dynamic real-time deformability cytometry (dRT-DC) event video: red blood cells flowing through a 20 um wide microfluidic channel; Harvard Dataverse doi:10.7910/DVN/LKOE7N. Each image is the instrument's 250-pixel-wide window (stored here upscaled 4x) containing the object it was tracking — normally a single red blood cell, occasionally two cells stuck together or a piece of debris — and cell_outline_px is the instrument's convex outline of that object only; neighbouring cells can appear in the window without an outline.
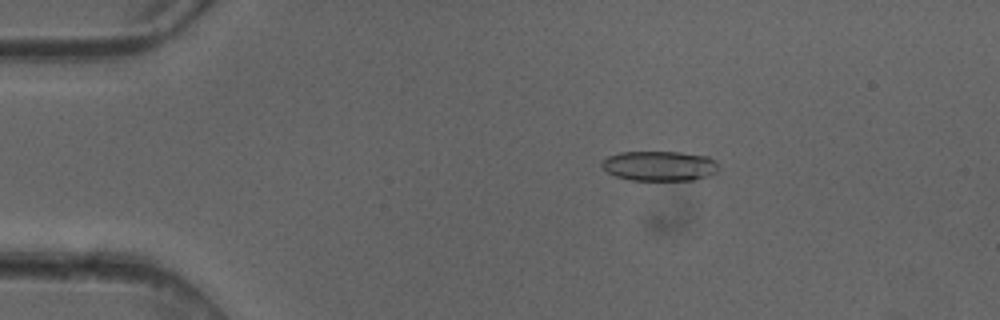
{"species": "common noctule bat (a hibernating species)", "species_latin": "Nyctalus noctula", "temperature_condition": "cold", "stored_images_in_passage": 4, "camera_frame_rate_fps": 3000, "um_per_image_px": 0.085, "animal": {"sex": "female"}, "frame": {"image": 1, "passage_image": 1, "time_ms": 0.0, "image_size_px": [1000, 320], "cell_outline_px": [[720, 168], [712, 176], [692, 180], [628, 180], [616, 176], [608, 172], [600, 164], [608, 156], [620, 152], [680, 152], [708, 156], [716, 160], [720, 164]], "centroid_in_image_um": [56.13, 14.1], "position_along_channel_um": 28.9, "area_um2": 20.63}}
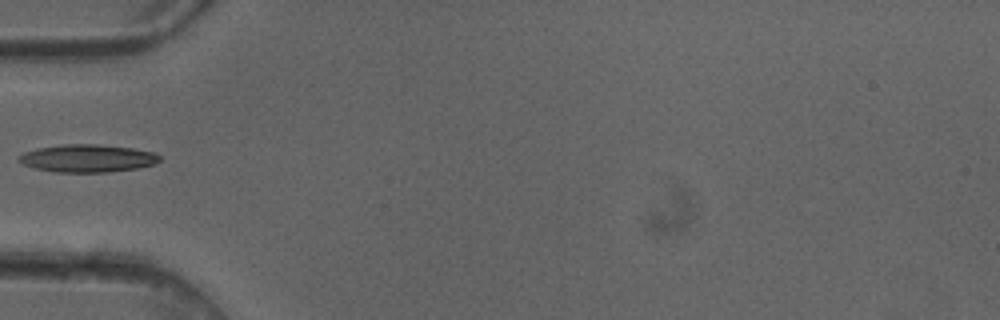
{"frame": {"image": 2, "passage_image": 3, "time_ms": 0.667, "image_size_px": [1000, 320], "cell_outline_px": [[160, 160], [152, 164], [140, 168], [108, 172], [56, 172], [36, 168], [24, 164], [16, 160], [24, 152], [36, 148], [64, 144], [96, 144], [132, 148], [156, 152], [160, 156]], "centroid_in_image_um": [7.45, 13.45], "position_along_channel_um": 77.5, "area_um2": 22.72}}
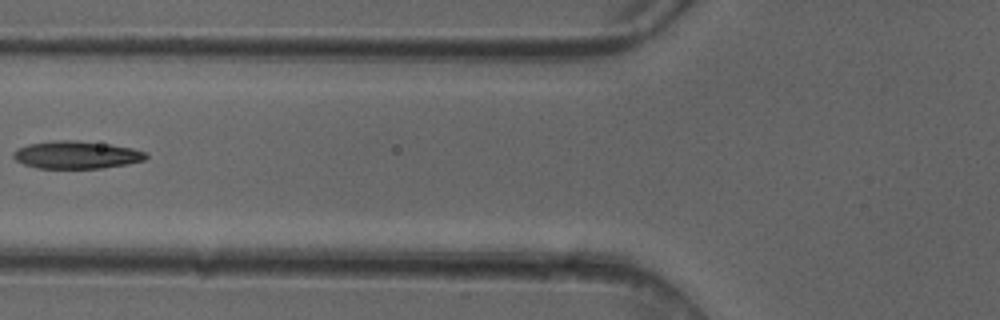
{"frame": {"image": 3, "passage_image": 4, "time_ms": 1.0, "image_size_px": [1000, 320], "cell_outline_px": [[148, 156], [144, 160], [128, 164], [104, 168], [36, 168], [24, 164], [16, 160], [12, 156], [12, 152], [16, 148], [28, 144], [56, 140], [76, 140], [112, 144], [132, 148], [148, 152]], "centroid_in_image_um": [6.51, 13.16], "position_along_channel_um": 119.3, "area_um2": 21.62}}